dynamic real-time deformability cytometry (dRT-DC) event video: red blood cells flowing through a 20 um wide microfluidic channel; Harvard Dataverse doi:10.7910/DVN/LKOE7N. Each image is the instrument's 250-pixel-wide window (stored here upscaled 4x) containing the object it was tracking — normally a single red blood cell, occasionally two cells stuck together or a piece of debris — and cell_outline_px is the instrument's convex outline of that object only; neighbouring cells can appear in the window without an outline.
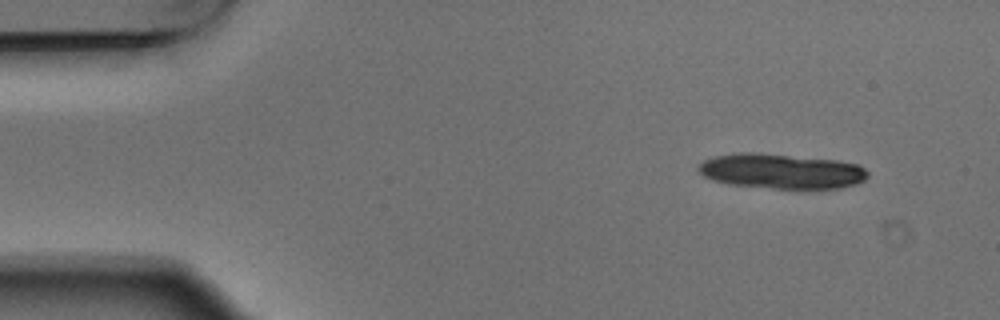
{"species": "Egyptian fruit bat (a non-hibernating species)", "species_latin": "Rousettus aegyptiacus", "temperature_condition": "warm", "stored_images_in_passage": 5, "camera_frame_rate_fps": 3000, "um_per_image_px": 0.085, "animal": {"sex": "male"}, "frame": {"image": 1, "passage_image": 1, "time_ms": 0.0, "image_size_px": [1000, 320], "cell_outline_px": [[868, 176], [864, 180], [856, 184], [840, 188], [800, 192], [728, 184], [712, 180], [704, 176], [696, 168], [704, 160], [716, 156], [740, 152], [756, 152], [840, 160], [856, 164], [864, 168], [868, 172]], "centroid_in_image_um": [66.46, 14.59], "position_along_channel_um": 18.5, "area_um2": 35.78}}
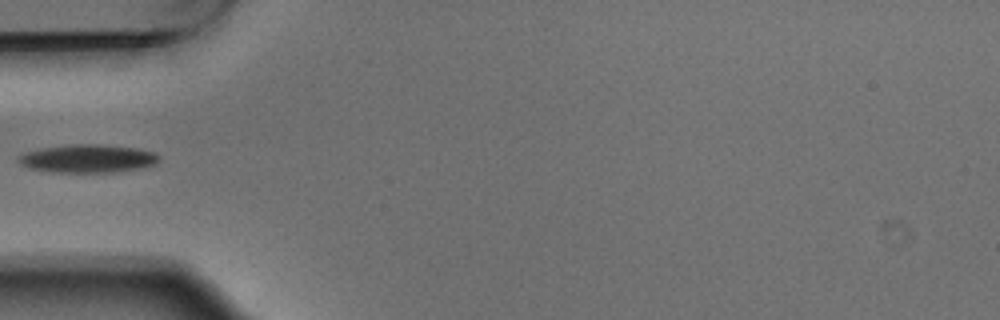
{"frame": {"image": 2, "passage_image": 4, "time_ms": 1.0, "image_size_px": [1000, 320], "cell_outline_px": [[160, 160], [156, 164], [116, 172], [52, 172], [32, 168], [20, 164], [16, 160], [16, 156], [24, 152], [40, 148], [72, 144], [100, 144], [136, 148], [156, 152], [160, 156]], "centroid_in_image_um": [7.44, 13.47], "position_along_channel_um": 77.6, "area_um2": 23.18}}
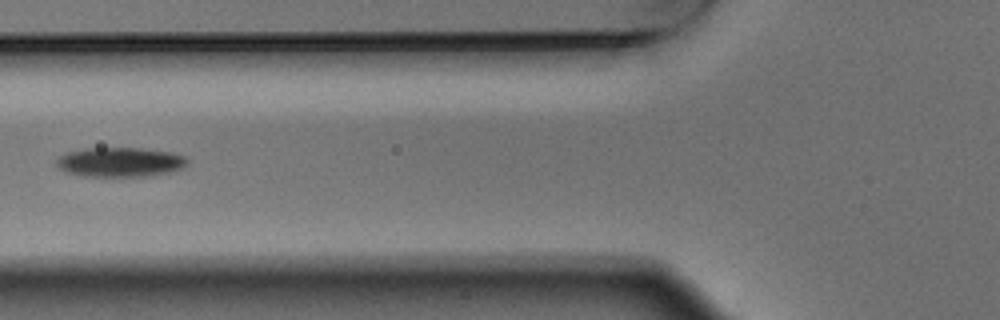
{"frame": {"image": 3, "passage_image": 5, "time_ms": 1.333, "image_size_px": [1000, 320], "cell_outline_px": [[188, 164], [184, 168], [152, 176], [80, 176], [64, 172], [56, 164], [56, 160], [60, 156], [68, 152], [88, 148], [140, 148], [172, 152], [184, 156], [188, 160]], "centroid_in_image_um": [10.22, 13.78], "position_along_channel_um": 115.6, "area_um2": 22.6}}